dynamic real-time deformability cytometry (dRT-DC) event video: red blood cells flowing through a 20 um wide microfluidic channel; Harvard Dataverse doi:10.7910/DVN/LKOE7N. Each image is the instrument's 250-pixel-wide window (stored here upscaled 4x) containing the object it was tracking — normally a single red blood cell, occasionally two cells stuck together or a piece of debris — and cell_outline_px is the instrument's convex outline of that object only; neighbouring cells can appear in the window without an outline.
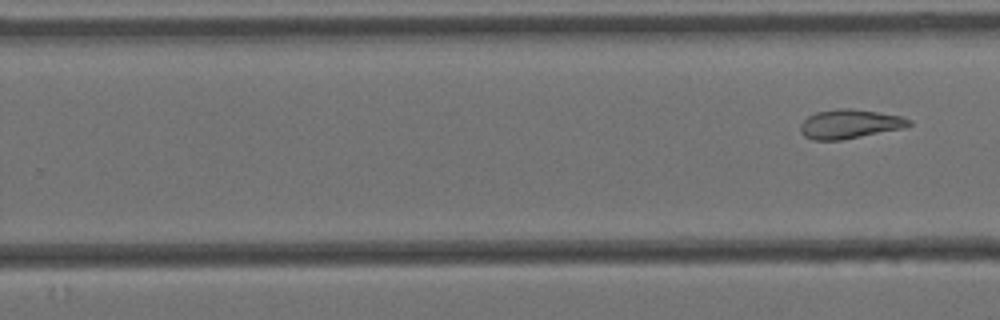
{"species": "Egyptian fruit bat (a non-hibernating species)", "species_latin": "Rousettus aegyptiacus", "temperature_condition": "cold", "stored_images_in_passage": 11, "segment_of_instrument_passage": [2, 2], "camera_frame_rate_fps": 3000, "um_per_image_px": 0.085, "animal": {"sex": "female"}, "frame": {"image": 1, "passage_image": 11, "time_ms": 3.333, "image_size_px": [1000, 320], "cell_outline_px": [[912, 124], [904, 128], [840, 140], [812, 140], [804, 136], [800, 132], [800, 124], [808, 116], [816, 112], [840, 108], [848, 108], [876, 112], [900, 116], [912, 120]], "centroid_in_image_um": [72.2, 10.54], "position_along_channel_um": 257.6, "area_um2": 18.32}}